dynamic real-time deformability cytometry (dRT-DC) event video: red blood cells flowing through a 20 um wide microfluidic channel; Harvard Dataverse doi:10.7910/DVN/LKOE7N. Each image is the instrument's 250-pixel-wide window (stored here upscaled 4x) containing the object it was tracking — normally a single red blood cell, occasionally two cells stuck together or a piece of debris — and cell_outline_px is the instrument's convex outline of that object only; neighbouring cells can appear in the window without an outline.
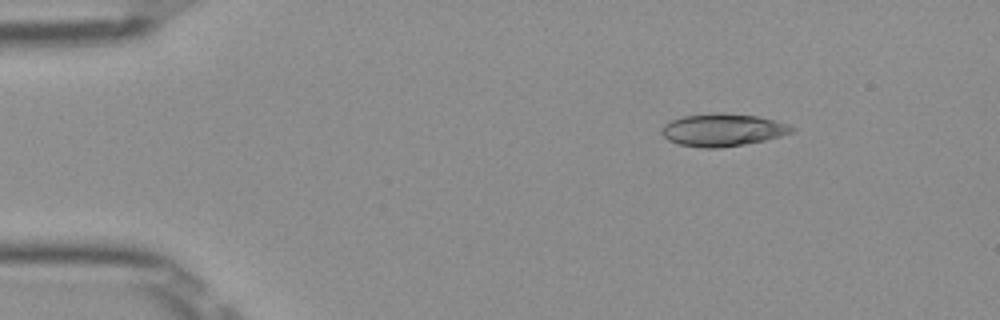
{"species": "Egyptian fruit bat (a non-hibernating species)", "species_latin": "Rousettus aegyptiacus", "temperature_condition": "room temperature", "stored_images_in_passage": 45, "camera_frame_rate_fps": 3000, "um_per_image_px": 0.085, "frame": {"image": 1, "passage_image": 1, "time_ms": 0.0, "image_size_px": [1000, 320], "cell_outline_px": [[796, 128], [792, 132], [780, 136], [764, 140], [744, 144], [720, 148], [704, 148], [680, 144], [668, 140], [660, 132], [660, 128], [664, 124], [672, 120], [684, 116], [720, 112], [756, 116], [776, 120], [788, 124]], "centroid_in_image_um": [61.42, 11.04], "position_along_channel_um": 23.6, "area_um2": 24.62}}
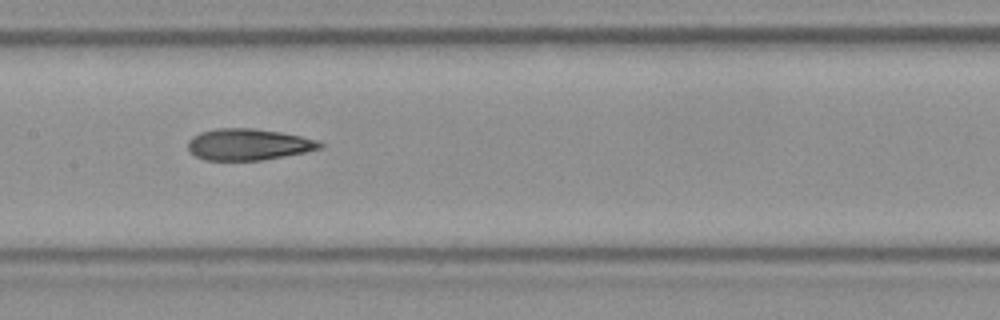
{"frame": {"image": 2, "passage_image": 19, "time_ms": 6.0, "image_size_px": [1000, 320], "cell_outline_px": [[324, 148], [308, 152], [260, 160], [204, 160], [188, 152], [188, 140], [192, 136], [200, 132], [216, 128], [256, 128], [280, 132], [300, 136], [316, 140], [324, 144]], "centroid_in_image_um": [21.11, 12.27], "position_along_channel_um": 186.3, "area_um2": 24.39}}
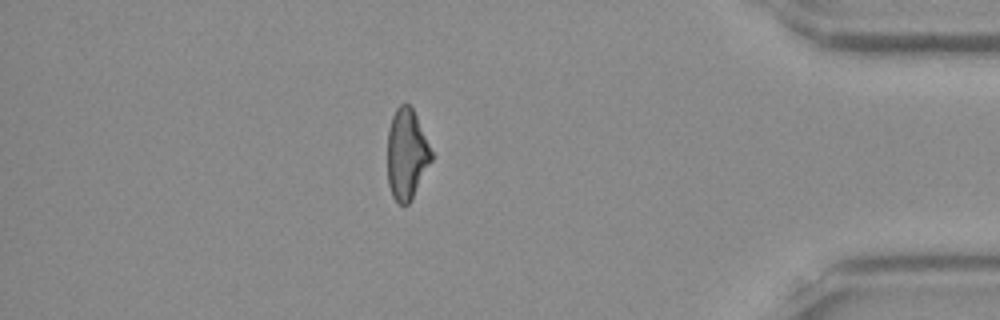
{"frame": {"image": 3, "passage_image": 38, "time_ms": 12.333, "image_size_px": [1000, 320], "cell_outline_px": [[432, 160], [412, 200], [408, 204], [400, 204], [392, 196], [388, 184], [388, 128], [392, 116], [396, 108], [400, 104], [408, 104], [412, 108], [416, 116], [432, 152]], "centroid_in_image_um": [34.56, 13.13], "position_along_channel_um": 400.6, "area_um2": 23.06}, "authors_computed_cell_mechanics": {"area_um2": 24.4494, "velocity_mm_per_s": 3.9799, "shape_relaxation_time_tau1_ms": 6.087, "shape_relaxation_time_tau2_ms": 2.597, "deformation_change_tau1": 0.1893, "deformation_change_tau2": 0.1155}}